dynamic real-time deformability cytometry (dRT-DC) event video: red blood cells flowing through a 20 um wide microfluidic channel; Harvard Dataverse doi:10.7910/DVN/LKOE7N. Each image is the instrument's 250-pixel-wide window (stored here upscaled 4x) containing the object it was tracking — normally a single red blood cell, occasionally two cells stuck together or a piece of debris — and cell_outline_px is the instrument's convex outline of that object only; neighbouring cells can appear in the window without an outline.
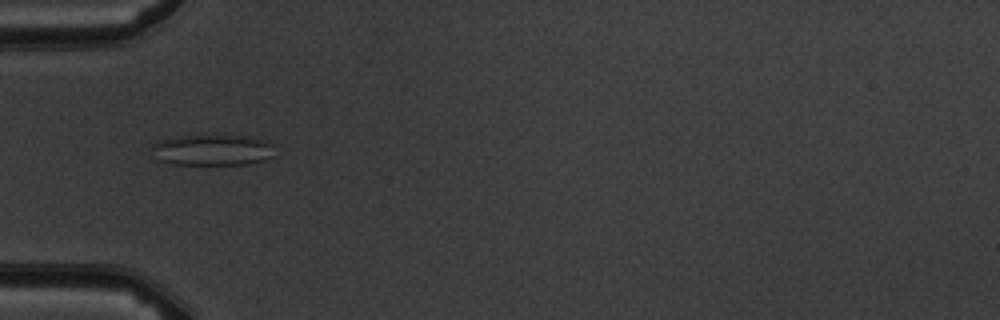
{"species": "common noctule bat (a hibernating species)", "species_latin": "Nyctalus noctula", "temperature_condition": "warm", "stored_images_in_passage": 6, "camera_frame_rate_fps": 3000, "um_per_image_px": 0.085, "animal": {"sex": "male", "body_mass_g": 19.5, "forearm_length_mm": 54.6}, "frame": {"image": 1, "passage_image": 2, "time_ms": 1.333, "image_size_px": [1000, 320], "cell_outline_px": [[276, 156], [264, 160], [248, 164], [172, 164], [156, 160], [152, 148], [152, 144], [160, 140], [176, 136], [244, 136], [264, 140], [276, 144]], "centroid_in_image_um": [18.11, 12.76], "position_along_channel_um": 66.9, "area_um2": 22.43}}
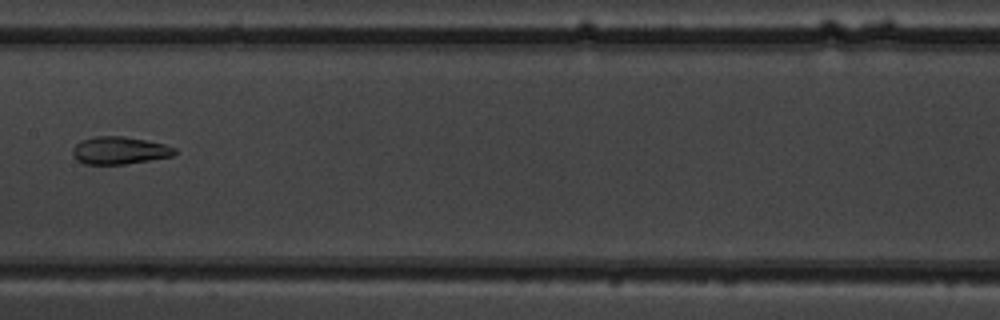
{"frame": {"image": 2, "passage_image": 5, "time_ms": 4.667, "image_size_px": [1000, 320], "cell_outline_px": [[176, 152], [172, 156], [124, 164], [84, 164], [76, 160], [72, 152], [72, 148], [80, 140], [96, 136], [124, 136], [164, 144], [176, 148]], "centroid_in_image_um": [10.11, 12.78], "position_along_channel_um": 197.3, "area_um2": 16.3}}
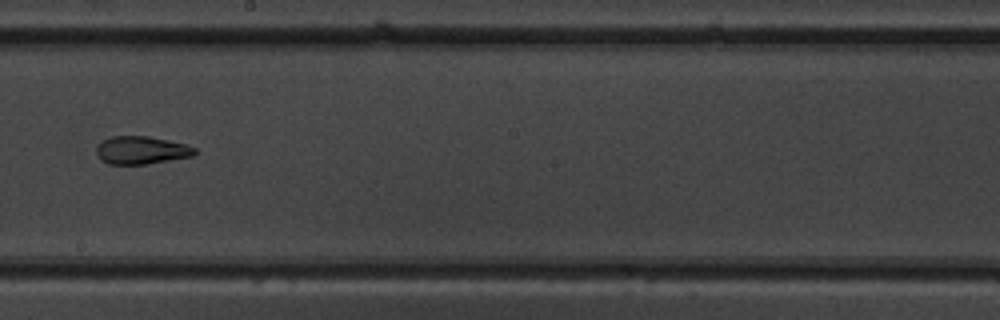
{"frame": {"image": 3, "passage_image": 6, "time_ms": 5.667, "image_size_px": [1000, 320], "cell_outline_px": [[196, 152], [192, 156], [144, 164], [108, 164], [100, 160], [96, 152], [96, 148], [104, 140], [112, 136], [148, 136], [168, 140], [184, 144], [196, 148]], "centroid_in_image_um": [11.99, 12.77], "position_along_channel_um": 236.2, "area_um2": 15.78}}